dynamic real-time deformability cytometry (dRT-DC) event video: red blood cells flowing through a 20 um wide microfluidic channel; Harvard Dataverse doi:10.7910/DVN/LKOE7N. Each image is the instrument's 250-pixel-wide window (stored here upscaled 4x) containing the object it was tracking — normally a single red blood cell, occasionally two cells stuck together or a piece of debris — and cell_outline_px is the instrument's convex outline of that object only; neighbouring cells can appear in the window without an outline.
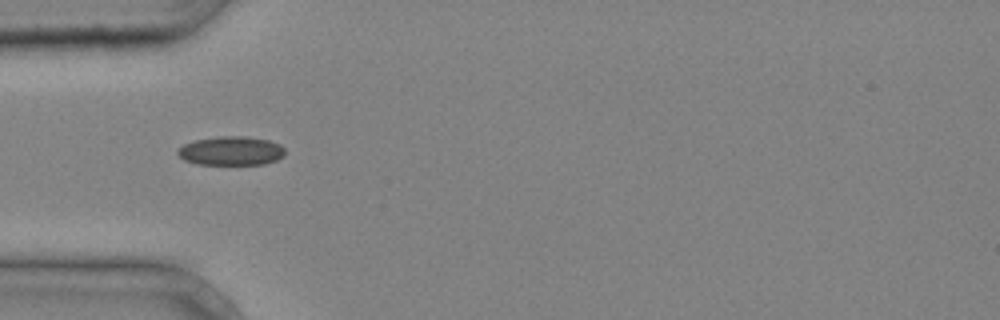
{"species": "common noctule bat (a hibernating species)", "species_latin": "Nyctalus noctula", "temperature_condition": "cold", "stored_images_in_passage": 28, "camera_frame_rate_fps": 3000, "um_per_image_px": 0.085, "animal": {"sex": "male", "body_mass_g": 20.4}, "frame": {"image": 1, "passage_image": 1, "time_ms": 0.0, "image_size_px": [1000, 320], "cell_outline_px": [[284, 156], [276, 160], [264, 164], [196, 164], [184, 160], [176, 152], [176, 148], [192, 140], [220, 136], [244, 136], [268, 140], [280, 144], [284, 148]], "centroid_in_image_um": [19.61, 12.82], "position_along_channel_um": 65.4, "area_um2": 18.21}}
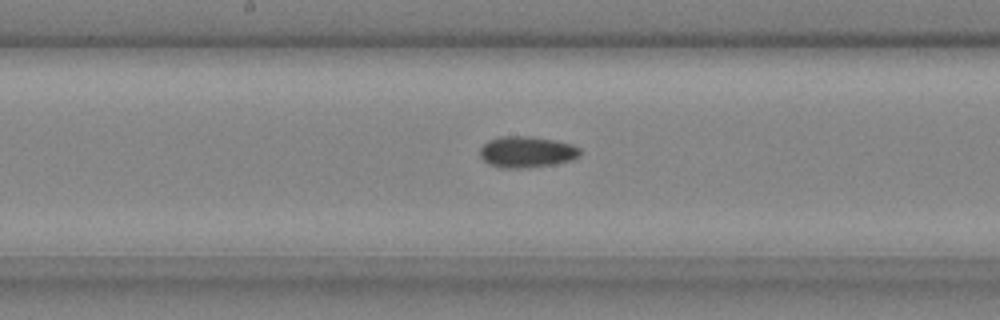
{"frame": {"image": 2, "passage_image": 10, "time_ms": 3.0, "image_size_px": [1000, 320], "cell_outline_px": [[580, 156], [568, 160], [552, 164], [520, 168], [504, 168], [488, 164], [480, 156], [480, 148], [488, 140], [500, 136], [532, 136], [572, 144], [580, 148]], "centroid_in_image_um": [44.74, 12.9], "position_along_channel_um": 203.5, "area_um2": 18.03}}
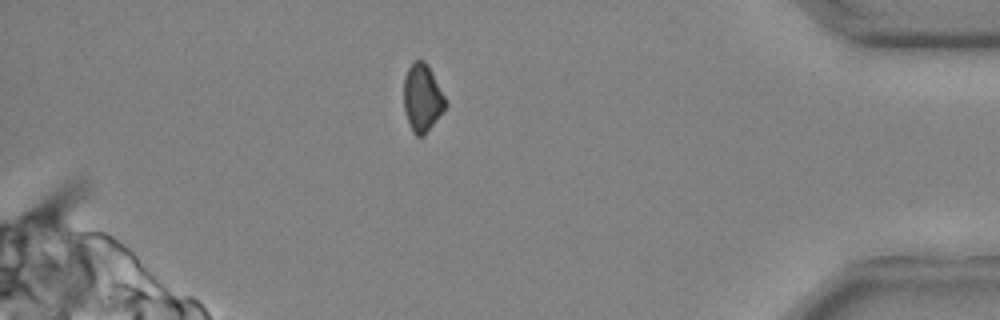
{"frame": {"image": 3, "passage_image": 25, "time_ms": 8.0, "image_size_px": [1000, 320], "cell_outline_px": [[448, 104], [424, 136], [416, 136], [412, 132], [408, 124], [404, 108], [404, 76], [412, 60], [424, 60], [428, 64]], "centroid_in_image_um": [35.88, 8.31], "position_along_channel_um": 399.3, "area_um2": 16.53}}